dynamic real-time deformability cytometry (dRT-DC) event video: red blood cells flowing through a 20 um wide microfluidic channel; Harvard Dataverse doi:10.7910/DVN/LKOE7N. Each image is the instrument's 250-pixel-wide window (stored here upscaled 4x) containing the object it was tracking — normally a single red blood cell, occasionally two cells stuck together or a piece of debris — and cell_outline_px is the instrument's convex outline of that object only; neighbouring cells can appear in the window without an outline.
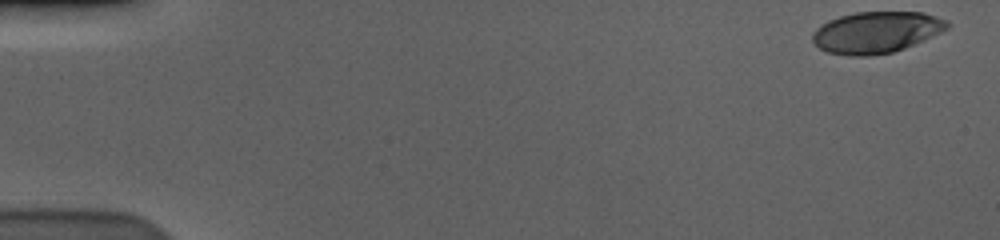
{"species": "human", "species_latin": "Homo sapiens", "temperature_condition": "cold", "stored_images_in_passage": 57, "camera_frame_rate_fps": 3000, "um_per_image_px": 0.085, "donor": {"sex": "male"}, "frame": {"image": 1, "passage_image": 1, "time_ms": 0.0, "image_size_px": [1000, 240], "cell_outline_px": [[948, 28], [924, 40], [904, 48], [892, 52], [868, 56], [848, 56], [828, 52], [820, 48], [812, 40], [812, 36], [816, 28], [828, 20], [840, 16], [856, 12], [920, 12], [936, 16], [944, 20], [948, 24]], "centroid_in_image_um": [74.45, 2.75], "position_along_channel_um": 10.5, "area_um2": 32.25}}
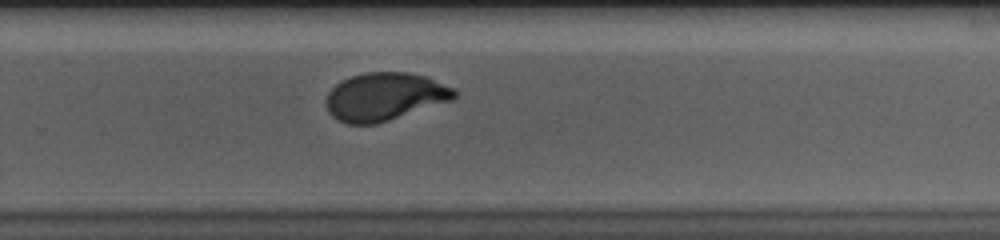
{"frame": {"image": 2, "passage_image": 38, "time_ms": 12.333, "image_size_px": [1000, 240], "cell_outline_px": [[456, 96], [452, 100], [376, 124], [348, 124], [336, 120], [328, 112], [324, 100], [328, 92], [340, 80], [364, 72], [408, 72], [424, 76], [452, 88], [456, 92]], "centroid_in_image_um": [32.62, 8.22], "position_along_channel_um": 297.2, "area_um2": 35.72}}
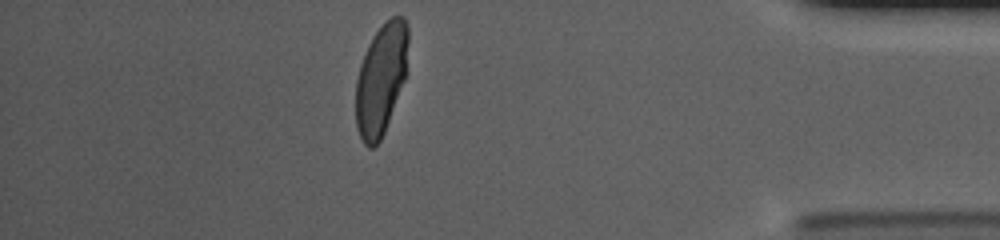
{"frame": {"image": 3, "passage_image": 50, "time_ms": 16.333, "image_size_px": [1000, 240], "cell_outline_px": [[408, 72], [384, 132], [380, 140], [372, 148], [368, 148], [364, 144], [356, 128], [356, 80], [360, 64], [368, 44], [372, 36], [392, 16], [404, 16], [408, 24]], "centroid_in_image_um": [32.41, 6.71], "position_along_channel_um": 402.8, "area_um2": 34.22}, "authors_computed_cell_mechanics": {"area_um2": 35.7204, "velocity_mm_per_s": 3.5929, "shape_relaxation_time_tau1_ms": 5.2942, "shape_relaxation_time_tau2_ms": null, "deformation_change_tau1": 0.1915, "deformation_change_tau2": null}}